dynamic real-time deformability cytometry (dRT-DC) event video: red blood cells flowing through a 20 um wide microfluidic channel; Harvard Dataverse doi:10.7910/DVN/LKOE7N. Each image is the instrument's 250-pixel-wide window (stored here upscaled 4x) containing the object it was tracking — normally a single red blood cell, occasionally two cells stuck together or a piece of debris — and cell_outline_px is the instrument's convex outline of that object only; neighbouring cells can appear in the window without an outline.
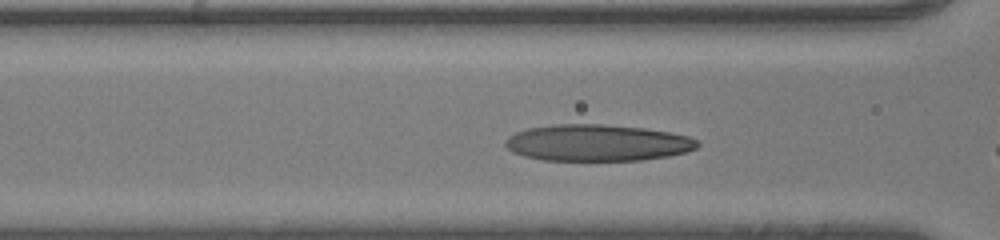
{"species": "human", "species_latin": "Homo sapiens", "temperature_condition": "room temperature", "stored_images_in_passage": 25, "camera_frame_rate_fps": 3000, "um_per_image_px": 0.085, "donor": {"sex": "male"}, "frame": {"image": 1, "passage_image": 3, "time_ms": 0.667, "image_size_px": [1000, 240], "cell_outline_px": [[700, 144], [696, 148], [684, 152], [668, 156], [640, 160], [544, 160], [524, 156], [512, 152], [504, 144], [504, 140], [508, 136], [516, 132], [528, 128], [556, 124], [604, 124], [644, 128], [668, 132], [688, 136], [696, 140]], "centroid_in_image_um": [50.73, 12.13], "position_along_channel_um": 115.9, "area_um2": 40.81}}
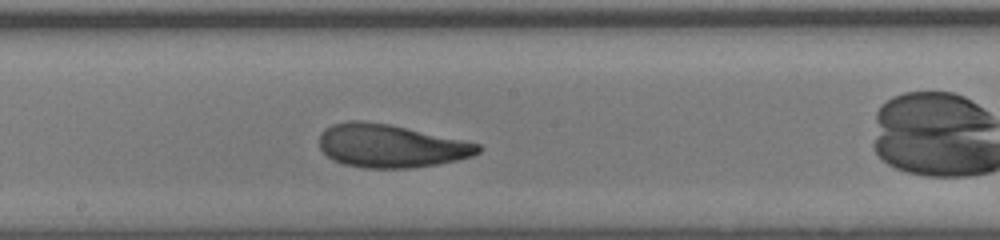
{"frame": {"image": 2, "passage_image": 10, "time_ms": 3.0, "image_size_px": [1000, 240], "cell_outline_px": [[480, 152], [472, 156], [456, 160], [436, 164], [412, 168], [364, 168], [344, 164], [332, 160], [320, 148], [320, 132], [324, 128], [332, 124], [348, 120], [364, 120], [388, 124], [480, 144]], "centroid_in_image_um": [33.15, 12.4], "position_along_channel_um": 215.1, "area_um2": 39.77}}
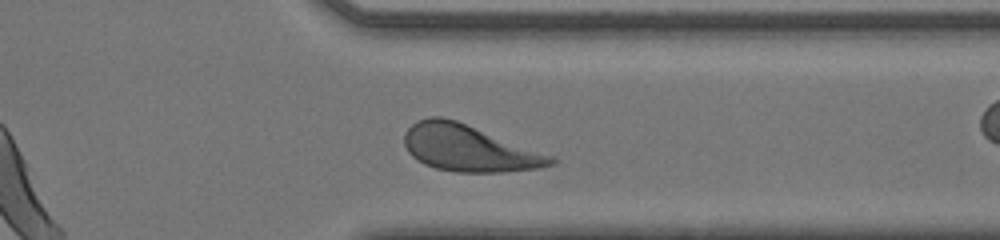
{"frame": {"image": 3, "passage_image": 21, "time_ms": 6.667, "image_size_px": [1000, 240], "cell_outline_px": [[556, 164], [540, 168], [504, 172], [456, 172], [436, 168], [424, 164], [412, 156], [408, 152], [404, 144], [404, 132], [416, 120], [432, 116], [440, 116], [456, 120], [556, 156]], "centroid_in_image_um": [39.89, 12.6], "position_along_channel_um": 371.5, "area_um2": 40.0}}